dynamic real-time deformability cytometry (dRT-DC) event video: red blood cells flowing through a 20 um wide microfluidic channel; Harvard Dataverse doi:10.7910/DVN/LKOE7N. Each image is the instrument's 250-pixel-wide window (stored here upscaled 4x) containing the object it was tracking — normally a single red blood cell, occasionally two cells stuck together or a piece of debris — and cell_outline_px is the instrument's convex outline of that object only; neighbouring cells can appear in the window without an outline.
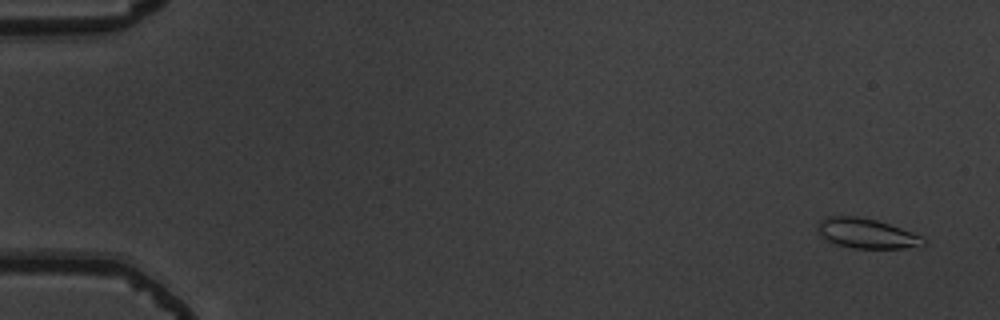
{"species": "common noctule bat (a hibernating species)", "species_latin": "Nyctalus noctula", "temperature_condition": "warm", "stored_images_in_passage": 55, "camera_frame_rate_fps": 3000, "um_per_image_px": 0.085, "animal": {"sex": "male", "body_mass_g": 19.5, "forearm_length_mm": 54.6}, "frame": {"image": 1, "passage_image": 3, "time_ms": 0.667, "image_size_px": [1000, 320], "cell_outline_px": [[928, 240], [924, 244], [904, 248], [852, 248], [836, 244], [820, 236], [820, 220], [828, 216], [856, 216], [876, 220], [912, 232]], "centroid_in_image_um": [73.67, 19.84], "position_along_channel_um": 11.3, "area_um2": 18.03}}
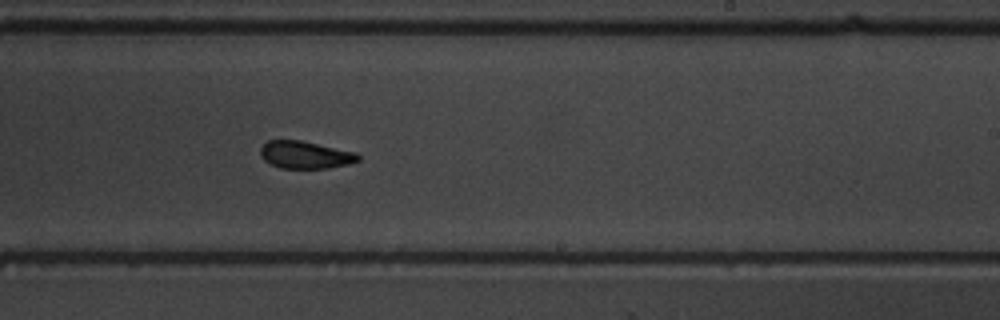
{"frame": {"image": 2, "passage_image": 35, "time_ms": 11.333, "image_size_px": [1000, 320], "cell_outline_px": [[360, 160], [348, 164], [328, 168], [280, 168], [264, 160], [260, 156], [260, 148], [268, 140], [300, 140], [356, 152], [360, 156]], "centroid_in_image_um": [25.94, 13.16], "position_along_channel_um": 263.1, "area_um2": 15.61}}
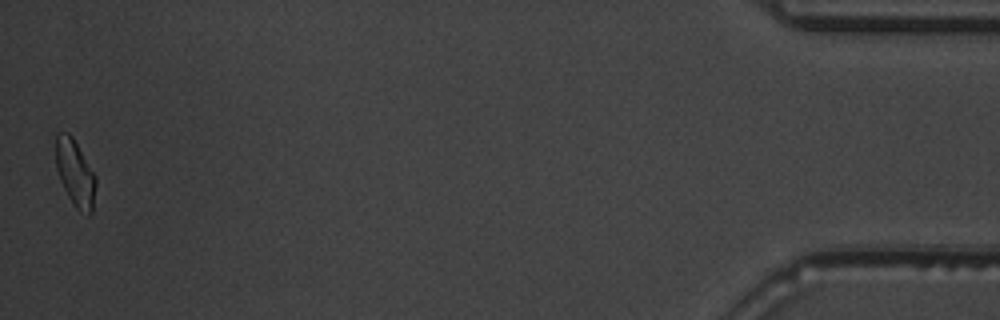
{"frame": {"image": 3, "passage_image": 55, "time_ms": 18.0, "image_size_px": [1000, 320], "cell_outline_px": [[96, 184], [92, 212], [88, 216], [80, 212], [72, 204], [60, 180], [56, 168], [56, 132], [68, 132], [72, 136], [96, 176]], "centroid_in_image_um": [6.39, 14.73], "position_along_channel_um": 428.8, "area_um2": 15.61}, "authors_computed_cell_mechanics": {"area_um2": 16.6464, "velocity_mm_per_s": 3.7623, "shape_relaxation_time_tau1_ms": 6.1174, "shape_relaxation_time_tau2_ms": 2.5043, "deformation_change_tau1": 0.1583, "deformation_change_tau2": 0.0875}}